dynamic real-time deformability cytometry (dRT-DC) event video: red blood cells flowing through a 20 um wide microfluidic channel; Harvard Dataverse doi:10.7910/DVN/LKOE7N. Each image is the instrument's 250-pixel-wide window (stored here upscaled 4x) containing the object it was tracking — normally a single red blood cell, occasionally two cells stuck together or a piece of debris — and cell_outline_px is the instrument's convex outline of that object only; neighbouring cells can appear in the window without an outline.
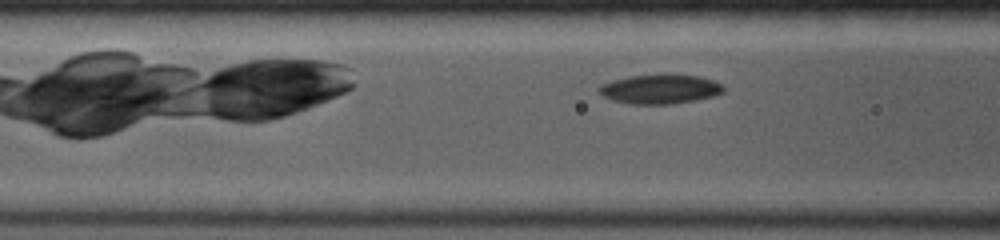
{"species": "common noctule bat (a hibernating species)", "species_latin": "Nyctalus noctula", "temperature_condition": "room temperature", "stored_images_in_passage": 10, "camera_frame_rate_fps": 4000, "um_per_image_px": 0.085, "animal": {"sex": "female", "body_mass_g": 19.0, "forearm_length_mm": 53.3}, "frame": {"image": 1, "passage_image": 5, "time_ms": 1.5, "image_size_px": [1000, 240], "cell_outline_px": [[724, 92], [712, 96], [696, 100], [672, 104], [632, 104], [612, 100], [604, 96], [596, 88], [600, 84], [612, 80], [628, 76], [664, 72], [700, 76], [724, 84]], "centroid_in_image_um": [56.11, 7.54], "position_along_channel_um": 110.5, "area_um2": 21.96}}